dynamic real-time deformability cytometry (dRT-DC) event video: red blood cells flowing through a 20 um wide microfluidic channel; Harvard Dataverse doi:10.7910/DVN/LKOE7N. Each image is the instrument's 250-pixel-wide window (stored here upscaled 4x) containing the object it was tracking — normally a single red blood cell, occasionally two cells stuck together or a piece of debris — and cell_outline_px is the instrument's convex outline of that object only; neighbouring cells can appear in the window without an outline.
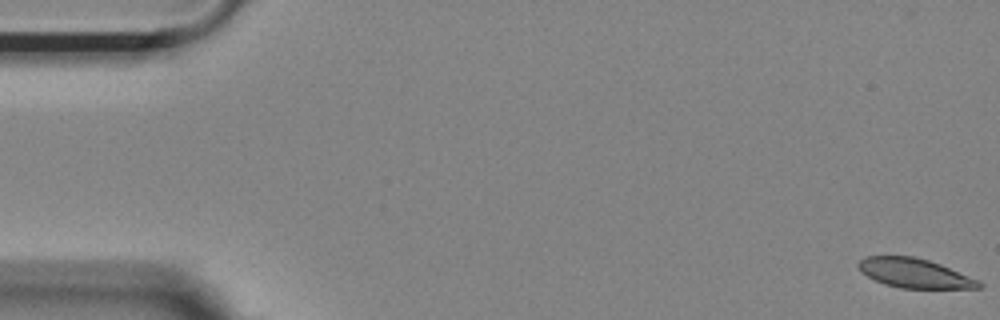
{"species": "Egyptian fruit bat (a non-hibernating species)", "species_latin": "Rousettus aegyptiacus", "temperature_condition": "room temperature", "stored_images_in_passage": 15, "camera_frame_rate_fps": 3000, "um_per_image_px": 0.085, "animal": {"sex": "female"}, "frame": {"image": 1, "passage_image": 1, "time_ms": 0.0, "image_size_px": [1000, 320], "cell_outline_px": [[984, 284], [980, 288], [900, 288], [884, 284], [860, 272], [856, 264], [864, 256], [912, 256], [928, 260], [940, 264], [980, 280]], "centroid_in_image_um": [77.73, 23.22], "position_along_channel_um": 7.3, "area_um2": 20.63}}
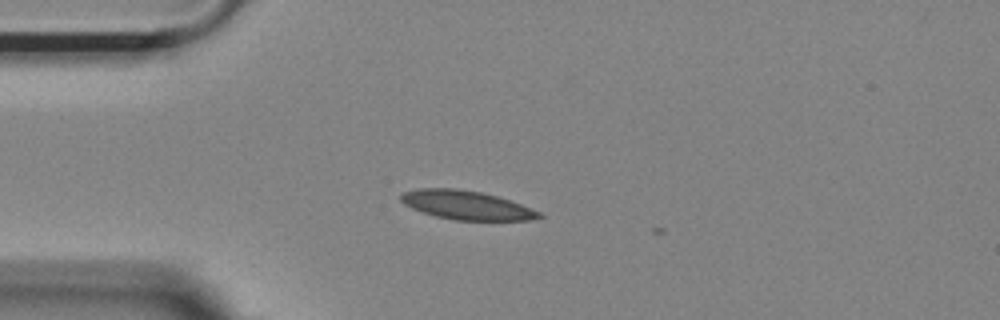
{"frame": {"image": 2, "passage_image": 14, "time_ms": 4.333, "image_size_px": [1000, 320], "cell_outline_px": [[544, 216], [528, 220], [452, 220], [436, 216], [412, 208], [404, 204], [400, 200], [400, 196], [404, 192], [420, 188], [456, 188], [480, 192], [496, 196], [520, 204], [540, 212]], "centroid_in_image_um": [39.62, 17.43], "position_along_channel_um": 45.4, "area_um2": 22.95}}